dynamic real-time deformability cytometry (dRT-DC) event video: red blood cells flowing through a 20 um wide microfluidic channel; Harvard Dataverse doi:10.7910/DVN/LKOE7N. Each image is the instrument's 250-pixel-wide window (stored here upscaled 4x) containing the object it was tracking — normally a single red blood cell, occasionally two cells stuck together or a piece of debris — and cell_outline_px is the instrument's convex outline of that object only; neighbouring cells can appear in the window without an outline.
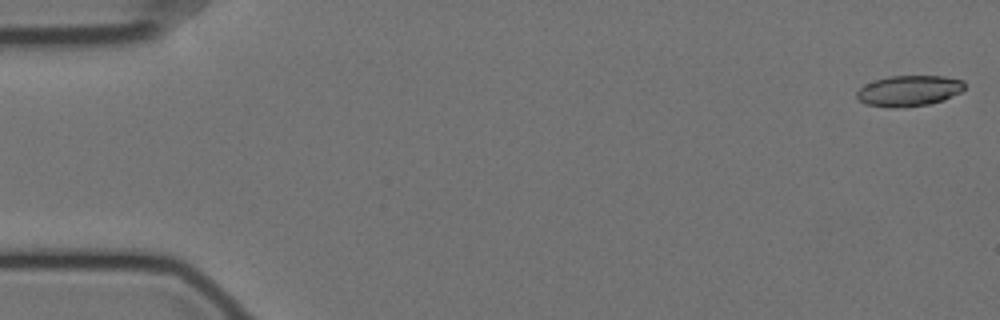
{"species": "Egyptian fruit bat (a non-hibernating species)", "species_latin": "Rousettus aegyptiacus", "temperature_condition": "cold", "stored_images_in_passage": 56, "camera_frame_rate_fps": 3000, "um_per_image_px": 0.085, "animal": {"sex": "female"}, "frame": {"image": 1, "passage_image": 1, "time_ms": 0.0, "image_size_px": [1000, 320], "cell_outline_px": [[964, 88], [960, 92], [944, 100], [928, 104], [904, 108], [888, 108], [864, 104], [856, 96], [856, 92], [864, 84], [888, 76], [944, 76], [964, 80]], "centroid_in_image_um": [77.24, 7.73], "position_along_channel_um": 7.8, "area_um2": 19.54}}
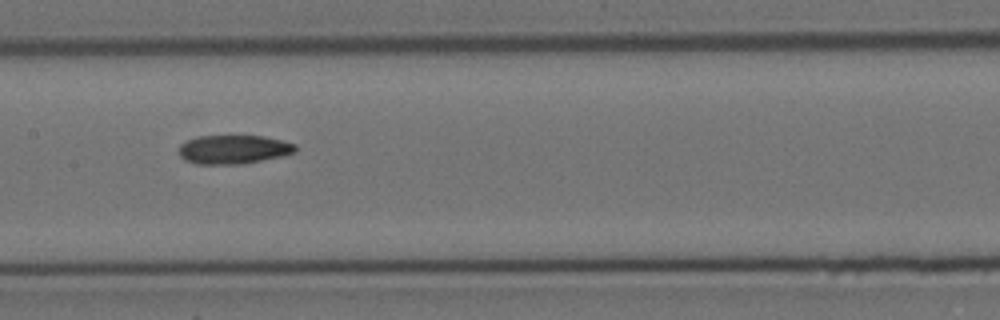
{"frame": {"image": 2, "passage_image": 28, "time_ms": 9.0, "image_size_px": [1000, 320], "cell_outline_px": [[296, 152], [280, 156], [244, 164], [196, 164], [184, 160], [180, 156], [180, 144], [196, 136], [264, 136], [296, 144]], "centroid_in_image_um": [19.84, 12.7], "position_along_channel_um": 187.6, "area_um2": 19.54}}
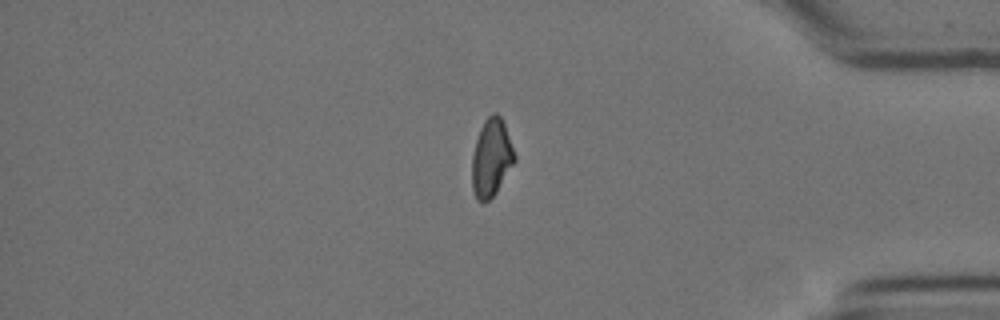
{"frame": {"image": 3, "passage_image": 48, "time_ms": 15.667, "image_size_px": [1000, 320], "cell_outline_px": [[516, 160], [496, 192], [484, 204], [480, 204], [476, 200], [472, 188], [472, 156], [476, 140], [480, 128], [484, 120], [492, 112], [496, 112], [500, 116], [504, 124], [516, 156]], "centroid_in_image_um": [41.75, 13.44], "position_along_channel_um": 393.5, "area_um2": 19.36}, "authors_computed_cell_mechanics": {"area_um2": 19.8254, "velocity_mm_per_s": 3.5049, "shape_relaxation_time_tau1_ms": null, "shape_relaxation_time_tau2_ms": 4.3748, "deformation_change_tau1": null, "deformation_change_tau2": 0.1029}}